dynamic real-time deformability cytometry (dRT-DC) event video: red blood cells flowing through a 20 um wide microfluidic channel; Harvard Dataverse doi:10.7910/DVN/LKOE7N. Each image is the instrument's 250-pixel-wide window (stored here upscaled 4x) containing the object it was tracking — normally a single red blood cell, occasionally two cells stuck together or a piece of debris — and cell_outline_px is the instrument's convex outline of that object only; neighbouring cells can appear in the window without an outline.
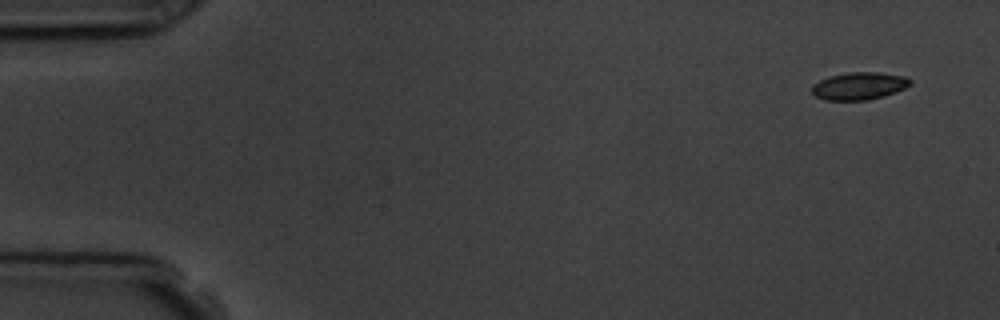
{"species": "common noctule bat (a hibernating species)", "species_latin": "Nyctalus noctula", "temperature_condition": "room temperature", "stored_images_in_passage": 6, "segment_of_instrument_passage": [1, 2], "camera_frame_rate_fps": 3000, "um_per_image_px": 0.085, "animal": {"sex": "male", "body_mass_g": 19.5, "forearm_length_mm": 54.6}, "frame": {"image": 1, "passage_image": 1, "time_ms": 0.0, "image_size_px": [1000, 320], "cell_outline_px": [[912, 84], [896, 92], [884, 96], [868, 100], [824, 100], [816, 96], [812, 92], [812, 84], [820, 80], [832, 76], [848, 72], [880, 72], [904, 76], [912, 80]], "centroid_in_image_um": [73.05, 7.31], "position_along_channel_um": 12.0, "area_um2": 15.78}}